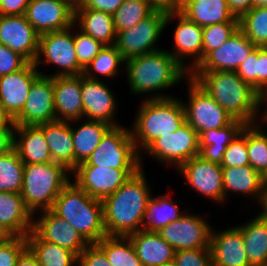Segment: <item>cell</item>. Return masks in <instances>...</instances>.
<instances>
[{
  "label": "cell",
  "mask_w": 267,
  "mask_h": 266,
  "mask_svg": "<svg viewBox=\"0 0 267 266\" xmlns=\"http://www.w3.org/2000/svg\"><path fill=\"white\" fill-rule=\"evenodd\" d=\"M151 195L144 170L140 168L116 192L103 199V220L107 236H128L144 229Z\"/></svg>",
  "instance_id": "cell-1"
},
{
  "label": "cell",
  "mask_w": 267,
  "mask_h": 266,
  "mask_svg": "<svg viewBox=\"0 0 267 266\" xmlns=\"http://www.w3.org/2000/svg\"><path fill=\"white\" fill-rule=\"evenodd\" d=\"M189 76L233 119L245 124L260 123L256 119L260 106L264 104V99L235 71L190 72Z\"/></svg>",
  "instance_id": "cell-2"
},
{
  "label": "cell",
  "mask_w": 267,
  "mask_h": 266,
  "mask_svg": "<svg viewBox=\"0 0 267 266\" xmlns=\"http://www.w3.org/2000/svg\"><path fill=\"white\" fill-rule=\"evenodd\" d=\"M137 114L131 134L139 154L158 137L175 132L186 122L183 102L167 95L147 98Z\"/></svg>",
  "instance_id": "cell-3"
},
{
  "label": "cell",
  "mask_w": 267,
  "mask_h": 266,
  "mask_svg": "<svg viewBox=\"0 0 267 266\" xmlns=\"http://www.w3.org/2000/svg\"><path fill=\"white\" fill-rule=\"evenodd\" d=\"M51 210L73 226L89 244L107 236L102 201L69 182L57 196Z\"/></svg>",
  "instance_id": "cell-4"
},
{
  "label": "cell",
  "mask_w": 267,
  "mask_h": 266,
  "mask_svg": "<svg viewBox=\"0 0 267 266\" xmlns=\"http://www.w3.org/2000/svg\"><path fill=\"white\" fill-rule=\"evenodd\" d=\"M132 93L160 91L178 84L189 73L166 50L139 55L125 61Z\"/></svg>",
  "instance_id": "cell-5"
},
{
  "label": "cell",
  "mask_w": 267,
  "mask_h": 266,
  "mask_svg": "<svg viewBox=\"0 0 267 266\" xmlns=\"http://www.w3.org/2000/svg\"><path fill=\"white\" fill-rule=\"evenodd\" d=\"M69 172L63 165L53 161L24 164L23 187L20 194L25 206L33 215L52 208L57 196L70 182Z\"/></svg>",
  "instance_id": "cell-6"
},
{
  "label": "cell",
  "mask_w": 267,
  "mask_h": 266,
  "mask_svg": "<svg viewBox=\"0 0 267 266\" xmlns=\"http://www.w3.org/2000/svg\"><path fill=\"white\" fill-rule=\"evenodd\" d=\"M135 148L130 129L111 127L87 160L78 166H99L115 169H140L142 162Z\"/></svg>",
  "instance_id": "cell-7"
},
{
  "label": "cell",
  "mask_w": 267,
  "mask_h": 266,
  "mask_svg": "<svg viewBox=\"0 0 267 266\" xmlns=\"http://www.w3.org/2000/svg\"><path fill=\"white\" fill-rule=\"evenodd\" d=\"M72 27L39 36L34 65L37 67L49 63L62 69L50 77L83 75L84 69L79 65L75 52ZM42 55L44 60L40 58Z\"/></svg>",
  "instance_id": "cell-8"
},
{
  "label": "cell",
  "mask_w": 267,
  "mask_h": 266,
  "mask_svg": "<svg viewBox=\"0 0 267 266\" xmlns=\"http://www.w3.org/2000/svg\"><path fill=\"white\" fill-rule=\"evenodd\" d=\"M189 103L183 102L186 122L200 135L229 125L234 119L190 76Z\"/></svg>",
  "instance_id": "cell-9"
},
{
  "label": "cell",
  "mask_w": 267,
  "mask_h": 266,
  "mask_svg": "<svg viewBox=\"0 0 267 266\" xmlns=\"http://www.w3.org/2000/svg\"><path fill=\"white\" fill-rule=\"evenodd\" d=\"M166 12L155 10L132 28L118 32L115 46L126 61L130 58L158 51L154 48L164 30Z\"/></svg>",
  "instance_id": "cell-10"
},
{
  "label": "cell",
  "mask_w": 267,
  "mask_h": 266,
  "mask_svg": "<svg viewBox=\"0 0 267 266\" xmlns=\"http://www.w3.org/2000/svg\"><path fill=\"white\" fill-rule=\"evenodd\" d=\"M160 162L179 168L189 159L199 155V135L185 122L175 132L158 137L146 149Z\"/></svg>",
  "instance_id": "cell-11"
},
{
  "label": "cell",
  "mask_w": 267,
  "mask_h": 266,
  "mask_svg": "<svg viewBox=\"0 0 267 266\" xmlns=\"http://www.w3.org/2000/svg\"><path fill=\"white\" fill-rule=\"evenodd\" d=\"M139 169H115L99 166H77L72 173L74 183L88 195L98 200L116 192Z\"/></svg>",
  "instance_id": "cell-12"
},
{
  "label": "cell",
  "mask_w": 267,
  "mask_h": 266,
  "mask_svg": "<svg viewBox=\"0 0 267 266\" xmlns=\"http://www.w3.org/2000/svg\"><path fill=\"white\" fill-rule=\"evenodd\" d=\"M55 120L53 77L41 72V75L32 83L24 107L13 123L41 125Z\"/></svg>",
  "instance_id": "cell-13"
},
{
  "label": "cell",
  "mask_w": 267,
  "mask_h": 266,
  "mask_svg": "<svg viewBox=\"0 0 267 266\" xmlns=\"http://www.w3.org/2000/svg\"><path fill=\"white\" fill-rule=\"evenodd\" d=\"M212 227L198 215H184L164 226L158 233L175 251L210 248Z\"/></svg>",
  "instance_id": "cell-14"
},
{
  "label": "cell",
  "mask_w": 267,
  "mask_h": 266,
  "mask_svg": "<svg viewBox=\"0 0 267 266\" xmlns=\"http://www.w3.org/2000/svg\"><path fill=\"white\" fill-rule=\"evenodd\" d=\"M41 75L34 63L0 77V110L14 120L22 111L32 83Z\"/></svg>",
  "instance_id": "cell-15"
},
{
  "label": "cell",
  "mask_w": 267,
  "mask_h": 266,
  "mask_svg": "<svg viewBox=\"0 0 267 266\" xmlns=\"http://www.w3.org/2000/svg\"><path fill=\"white\" fill-rule=\"evenodd\" d=\"M24 15L39 36L77 24L75 11L61 0H29Z\"/></svg>",
  "instance_id": "cell-16"
},
{
  "label": "cell",
  "mask_w": 267,
  "mask_h": 266,
  "mask_svg": "<svg viewBox=\"0 0 267 266\" xmlns=\"http://www.w3.org/2000/svg\"><path fill=\"white\" fill-rule=\"evenodd\" d=\"M178 171L194 190L217 203H223L224 188L220 164L195 156L182 164Z\"/></svg>",
  "instance_id": "cell-17"
},
{
  "label": "cell",
  "mask_w": 267,
  "mask_h": 266,
  "mask_svg": "<svg viewBox=\"0 0 267 266\" xmlns=\"http://www.w3.org/2000/svg\"><path fill=\"white\" fill-rule=\"evenodd\" d=\"M255 47L238 29L221 47L209 52L191 72L236 71Z\"/></svg>",
  "instance_id": "cell-18"
},
{
  "label": "cell",
  "mask_w": 267,
  "mask_h": 266,
  "mask_svg": "<svg viewBox=\"0 0 267 266\" xmlns=\"http://www.w3.org/2000/svg\"><path fill=\"white\" fill-rule=\"evenodd\" d=\"M0 43L20 54L29 63H34L39 35L25 15L0 14Z\"/></svg>",
  "instance_id": "cell-19"
},
{
  "label": "cell",
  "mask_w": 267,
  "mask_h": 266,
  "mask_svg": "<svg viewBox=\"0 0 267 266\" xmlns=\"http://www.w3.org/2000/svg\"><path fill=\"white\" fill-rule=\"evenodd\" d=\"M174 18L179 21L174 31L173 45L175 46V51L169 53L190 73L203 60V28L187 19L179 11L167 14L165 26ZM193 56H196L194 65L186 66L187 63L183 62L184 60L182 59Z\"/></svg>",
  "instance_id": "cell-20"
},
{
  "label": "cell",
  "mask_w": 267,
  "mask_h": 266,
  "mask_svg": "<svg viewBox=\"0 0 267 266\" xmlns=\"http://www.w3.org/2000/svg\"><path fill=\"white\" fill-rule=\"evenodd\" d=\"M42 212L40 219L33 220L32 228L42 240L64 247L77 256L90 245L73 226L51 209Z\"/></svg>",
  "instance_id": "cell-21"
},
{
  "label": "cell",
  "mask_w": 267,
  "mask_h": 266,
  "mask_svg": "<svg viewBox=\"0 0 267 266\" xmlns=\"http://www.w3.org/2000/svg\"><path fill=\"white\" fill-rule=\"evenodd\" d=\"M81 94L84 118L102 121L112 127L119 126L114 121L116 100L106 84L100 79L93 80L82 75Z\"/></svg>",
  "instance_id": "cell-22"
},
{
  "label": "cell",
  "mask_w": 267,
  "mask_h": 266,
  "mask_svg": "<svg viewBox=\"0 0 267 266\" xmlns=\"http://www.w3.org/2000/svg\"><path fill=\"white\" fill-rule=\"evenodd\" d=\"M210 251L214 266H251L244 247L242 231L237 227L211 231Z\"/></svg>",
  "instance_id": "cell-23"
},
{
  "label": "cell",
  "mask_w": 267,
  "mask_h": 266,
  "mask_svg": "<svg viewBox=\"0 0 267 266\" xmlns=\"http://www.w3.org/2000/svg\"><path fill=\"white\" fill-rule=\"evenodd\" d=\"M81 87L82 75L53 77L56 120L71 123L82 119Z\"/></svg>",
  "instance_id": "cell-24"
},
{
  "label": "cell",
  "mask_w": 267,
  "mask_h": 266,
  "mask_svg": "<svg viewBox=\"0 0 267 266\" xmlns=\"http://www.w3.org/2000/svg\"><path fill=\"white\" fill-rule=\"evenodd\" d=\"M33 217L20 193L0 192V226L10 236L26 237L32 231Z\"/></svg>",
  "instance_id": "cell-25"
},
{
  "label": "cell",
  "mask_w": 267,
  "mask_h": 266,
  "mask_svg": "<svg viewBox=\"0 0 267 266\" xmlns=\"http://www.w3.org/2000/svg\"><path fill=\"white\" fill-rule=\"evenodd\" d=\"M14 132V149L24 164L52 162L44 132L38 125H15Z\"/></svg>",
  "instance_id": "cell-26"
},
{
  "label": "cell",
  "mask_w": 267,
  "mask_h": 266,
  "mask_svg": "<svg viewBox=\"0 0 267 266\" xmlns=\"http://www.w3.org/2000/svg\"><path fill=\"white\" fill-rule=\"evenodd\" d=\"M128 237L142 266H162L174 261L175 249L158 232L142 229Z\"/></svg>",
  "instance_id": "cell-27"
},
{
  "label": "cell",
  "mask_w": 267,
  "mask_h": 266,
  "mask_svg": "<svg viewBox=\"0 0 267 266\" xmlns=\"http://www.w3.org/2000/svg\"><path fill=\"white\" fill-rule=\"evenodd\" d=\"M44 132L52 161L74 170V146L69 121L55 120L38 125Z\"/></svg>",
  "instance_id": "cell-28"
},
{
  "label": "cell",
  "mask_w": 267,
  "mask_h": 266,
  "mask_svg": "<svg viewBox=\"0 0 267 266\" xmlns=\"http://www.w3.org/2000/svg\"><path fill=\"white\" fill-rule=\"evenodd\" d=\"M179 12L202 28L219 23H239L226 0H185Z\"/></svg>",
  "instance_id": "cell-29"
},
{
  "label": "cell",
  "mask_w": 267,
  "mask_h": 266,
  "mask_svg": "<svg viewBox=\"0 0 267 266\" xmlns=\"http://www.w3.org/2000/svg\"><path fill=\"white\" fill-rule=\"evenodd\" d=\"M246 124L234 119L219 129L204 131L199 135V155L203 160L221 164L226 147L237 138Z\"/></svg>",
  "instance_id": "cell-30"
},
{
  "label": "cell",
  "mask_w": 267,
  "mask_h": 266,
  "mask_svg": "<svg viewBox=\"0 0 267 266\" xmlns=\"http://www.w3.org/2000/svg\"><path fill=\"white\" fill-rule=\"evenodd\" d=\"M224 200L228 191L241 192L244 195L258 198L263 205L265 196L263 190V177L250 165L241 167L222 168Z\"/></svg>",
  "instance_id": "cell-31"
},
{
  "label": "cell",
  "mask_w": 267,
  "mask_h": 266,
  "mask_svg": "<svg viewBox=\"0 0 267 266\" xmlns=\"http://www.w3.org/2000/svg\"><path fill=\"white\" fill-rule=\"evenodd\" d=\"M74 21L79 22V30H82L103 45H115L117 32L113 15L90 8H78L75 11Z\"/></svg>",
  "instance_id": "cell-32"
},
{
  "label": "cell",
  "mask_w": 267,
  "mask_h": 266,
  "mask_svg": "<svg viewBox=\"0 0 267 266\" xmlns=\"http://www.w3.org/2000/svg\"><path fill=\"white\" fill-rule=\"evenodd\" d=\"M251 266H267V217L263 212L248 223L237 226Z\"/></svg>",
  "instance_id": "cell-33"
},
{
  "label": "cell",
  "mask_w": 267,
  "mask_h": 266,
  "mask_svg": "<svg viewBox=\"0 0 267 266\" xmlns=\"http://www.w3.org/2000/svg\"><path fill=\"white\" fill-rule=\"evenodd\" d=\"M111 127L105 122L95 120H87L77 129L71 127L74 146V169L87 160Z\"/></svg>",
  "instance_id": "cell-34"
},
{
  "label": "cell",
  "mask_w": 267,
  "mask_h": 266,
  "mask_svg": "<svg viewBox=\"0 0 267 266\" xmlns=\"http://www.w3.org/2000/svg\"><path fill=\"white\" fill-rule=\"evenodd\" d=\"M27 247L37 258L40 266H74L78 256L57 244L42 240L33 230L26 236Z\"/></svg>",
  "instance_id": "cell-35"
},
{
  "label": "cell",
  "mask_w": 267,
  "mask_h": 266,
  "mask_svg": "<svg viewBox=\"0 0 267 266\" xmlns=\"http://www.w3.org/2000/svg\"><path fill=\"white\" fill-rule=\"evenodd\" d=\"M182 212L168 195L155 198L152 196L146 209L144 229L158 232L169 223L179 220L184 215V211Z\"/></svg>",
  "instance_id": "cell-36"
},
{
  "label": "cell",
  "mask_w": 267,
  "mask_h": 266,
  "mask_svg": "<svg viewBox=\"0 0 267 266\" xmlns=\"http://www.w3.org/2000/svg\"><path fill=\"white\" fill-rule=\"evenodd\" d=\"M96 245L112 266H142L128 236H105Z\"/></svg>",
  "instance_id": "cell-37"
},
{
  "label": "cell",
  "mask_w": 267,
  "mask_h": 266,
  "mask_svg": "<svg viewBox=\"0 0 267 266\" xmlns=\"http://www.w3.org/2000/svg\"><path fill=\"white\" fill-rule=\"evenodd\" d=\"M24 163L15 149L0 157V192L21 193Z\"/></svg>",
  "instance_id": "cell-38"
},
{
  "label": "cell",
  "mask_w": 267,
  "mask_h": 266,
  "mask_svg": "<svg viewBox=\"0 0 267 266\" xmlns=\"http://www.w3.org/2000/svg\"><path fill=\"white\" fill-rule=\"evenodd\" d=\"M154 11L146 0H124L113 14L116 32L132 28Z\"/></svg>",
  "instance_id": "cell-39"
},
{
  "label": "cell",
  "mask_w": 267,
  "mask_h": 266,
  "mask_svg": "<svg viewBox=\"0 0 267 266\" xmlns=\"http://www.w3.org/2000/svg\"><path fill=\"white\" fill-rule=\"evenodd\" d=\"M239 29L257 47H267V7H253L239 19Z\"/></svg>",
  "instance_id": "cell-40"
},
{
  "label": "cell",
  "mask_w": 267,
  "mask_h": 266,
  "mask_svg": "<svg viewBox=\"0 0 267 266\" xmlns=\"http://www.w3.org/2000/svg\"><path fill=\"white\" fill-rule=\"evenodd\" d=\"M258 123L247 124L249 164L262 177L267 172V133Z\"/></svg>",
  "instance_id": "cell-41"
},
{
  "label": "cell",
  "mask_w": 267,
  "mask_h": 266,
  "mask_svg": "<svg viewBox=\"0 0 267 266\" xmlns=\"http://www.w3.org/2000/svg\"><path fill=\"white\" fill-rule=\"evenodd\" d=\"M122 63H125V60L115 45L104 46L98 55L84 69L83 75L93 80H97L96 74H100L108 78L116 76V74H118L117 68H119ZM91 72L95 73V76L94 74L92 75Z\"/></svg>",
  "instance_id": "cell-42"
},
{
  "label": "cell",
  "mask_w": 267,
  "mask_h": 266,
  "mask_svg": "<svg viewBox=\"0 0 267 266\" xmlns=\"http://www.w3.org/2000/svg\"><path fill=\"white\" fill-rule=\"evenodd\" d=\"M239 29V23H219L203 27V58L221 47Z\"/></svg>",
  "instance_id": "cell-43"
},
{
  "label": "cell",
  "mask_w": 267,
  "mask_h": 266,
  "mask_svg": "<svg viewBox=\"0 0 267 266\" xmlns=\"http://www.w3.org/2000/svg\"><path fill=\"white\" fill-rule=\"evenodd\" d=\"M220 165L222 168L250 165L247 148V124L237 138L226 147Z\"/></svg>",
  "instance_id": "cell-44"
},
{
  "label": "cell",
  "mask_w": 267,
  "mask_h": 266,
  "mask_svg": "<svg viewBox=\"0 0 267 266\" xmlns=\"http://www.w3.org/2000/svg\"><path fill=\"white\" fill-rule=\"evenodd\" d=\"M73 38L78 63L85 69L105 45L82 30L79 33H74Z\"/></svg>",
  "instance_id": "cell-45"
},
{
  "label": "cell",
  "mask_w": 267,
  "mask_h": 266,
  "mask_svg": "<svg viewBox=\"0 0 267 266\" xmlns=\"http://www.w3.org/2000/svg\"><path fill=\"white\" fill-rule=\"evenodd\" d=\"M173 262L176 266H214L210 248L175 251Z\"/></svg>",
  "instance_id": "cell-46"
},
{
  "label": "cell",
  "mask_w": 267,
  "mask_h": 266,
  "mask_svg": "<svg viewBox=\"0 0 267 266\" xmlns=\"http://www.w3.org/2000/svg\"><path fill=\"white\" fill-rule=\"evenodd\" d=\"M26 248V237L10 236L0 243V266H16L19 256Z\"/></svg>",
  "instance_id": "cell-47"
},
{
  "label": "cell",
  "mask_w": 267,
  "mask_h": 266,
  "mask_svg": "<svg viewBox=\"0 0 267 266\" xmlns=\"http://www.w3.org/2000/svg\"><path fill=\"white\" fill-rule=\"evenodd\" d=\"M29 62L0 43V77L24 68Z\"/></svg>",
  "instance_id": "cell-48"
},
{
  "label": "cell",
  "mask_w": 267,
  "mask_h": 266,
  "mask_svg": "<svg viewBox=\"0 0 267 266\" xmlns=\"http://www.w3.org/2000/svg\"><path fill=\"white\" fill-rule=\"evenodd\" d=\"M257 60L258 47L256 46L248 57L235 71L238 76L257 91Z\"/></svg>",
  "instance_id": "cell-49"
},
{
  "label": "cell",
  "mask_w": 267,
  "mask_h": 266,
  "mask_svg": "<svg viewBox=\"0 0 267 266\" xmlns=\"http://www.w3.org/2000/svg\"><path fill=\"white\" fill-rule=\"evenodd\" d=\"M112 266L105 253L96 245L90 244L84 251L78 255V264L76 266Z\"/></svg>",
  "instance_id": "cell-50"
},
{
  "label": "cell",
  "mask_w": 267,
  "mask_h": 266,
  "mask_svg": "<svg viewBox=\"0 0 267 266\" xmlns=\"http://www.w3.org/2000/svg\"><path fill=\"white\" fill-rule=\"evenodd\" d=\"M257 92L263 99L267 96V47H258Z\"/></svg>",
  "instance_id": "cell-51"
},
{
  "label": "cell",
  "mask_w": 267,
  "mask_h": 266,
  "mask_svg": "<svg viewBox=\"0 0 267 266\" xmlns=\"http://www.w3.org/2000/svg\"><path fill=\"white\" fill-rule=\"evenodd\" d=\"M14 130L15 124L12 120L0 130V157L14 149Z\"/></svg>",
  "instance_id": "cell-52"
},
{
  "label": "cell",
  "mask_w": 267,
  "mask_h": 266,
  "mask_svg": "<svg viewBox=\"0 0 267 266\" xmlns=\"http://www.w3.org/2000/svg\"><path fill=\"white\" fill-rule=\"evenodd\" d=\"M124 0H84L81 8H90L113 15Z\"/></svg>",
  "instance_id": "cell-53"
},
{
  "label": "cell",
  "mask_w": 267,
  "mask_h": 266,
  "mask_svg": "<svg viewBox=\"0 0 267 266\" xmlns=\"http://www.w3.org/2000/svg\"><path fill=\"white\" fill-rule=\"evenodd\" d=\"M29 0H0L1 15H24Z\"/></svg>",
  "instance_id": "cell-54"
},
{
  "label": "cell",
  "mask_w": 267,
  "mask_h": 266,
  "mask_svg": "<svg viewBox=\"0 0 267 266\" xmlns=\"http://www.w3.org/2000/svg\"><path fill=\"white\" fill-rule=\"evenodd\" d=\"M228 8L235 18L240 19L253 8V0H226Z\"/></svg>",
  "instance_id": "cell-55"
},
{
  "label": "cell",
  "mask_w": 267,
  "mask_h": 266,
  "mask_svg": "<svg viewBox=\"0 0 267 266\" xmlns=\"http://www.w3.org/2000/svg\"><path fill=\"white\" fill-rule=\"evenodd\" d=\"M154 9L164 11L166 13L177 12L181 8V3L178 0H146Z\"/></svg>",
  "instance_id": "cell-56"
},
{
  "label": "cell",
  "mask_w": 267,
  "mask_h": 266,
  "mask_svg": "<svg viewBox=\"0 0 267 266\" xmlns=\"http://www.w3.org/2000/svg\"><path fill=\"white\" fill-rule=\"evenodd\" d=\"M16 266H40L37 258L27 247L19 256Z\"/></svg>",
  "instance_id": "cell-57"
},
{
  "label": "cell",
  "mask_w": 267,
  "mask_h": 266,
  "mask_svg": "<svg viewBox=\"0 0 267 266\" xmlns=\"http://www.w3.org/2000/svg\"><path fill=\"white\" fill-rule=\"evenodd\" d=\"M66 3L71 9L76 11L78 8H81L84 0H61Z\"/></svg>",
  "instance_id": "cell-58"
},
{
  "label": "cell",
  "mask_w": 267,
  "mask_h": 266,
  "mask_svg": "<svg viewBox=\"0 0 267 266\" xmlns=\"http://www.w3.org/2000/svg\"><path fill=\"white\" fill-rule=\"evenodd\" d=\"M10 120L1 112L0 110V130L9 122Z\"/></svg>",
  "instance_id": "cell-59"
},
{
  "label": "cell",
  "mask_w": 267,
  "mask_h": 266,
  "mask_svg": "<svg viewBox=\"0 0 267 266\" xmlns=\"http://www.w3.org/2000/svg\"><path fill=\"white\" fill-rule=\"evenodd\" d=\"M10 235L0 226V243L4 242Z\"/></svg>",
  "instance_id": "cell-60"
},
{
  "label": "cell",
  "mask_w": 267,
  "mask_h": 266,
  "mask_svg": "<svg viewBox=\"0 0 267 266\" xmlns=\"http://www.w3.org/2000/svg\"><path fill=\"white\" fill-rule=\"evenodd\" d=\"M253 7H267V0H253Z\"/></svg>",
  "instance_id": "cell-61"
},
{
  "label": "cell",
  "mask_w": 267,
  "mask_h": 266,
  "mask_svg": "<svg viewBox=\"0 0 267 266\" xmlns=\"http://www.w3.org/2000/svg\"><path fill=\"white\" fill-rule=\"evenodd\" d=\"M263 190L264 196L267 197V172L263 176Z\"/></svg>",
  "instance_id": "cell-62"
},
{
  "label": "cell",
  "mask_w": 267,
  "mask_h": 266,
  "mask_svg": "<svg viewBox=\"0 0 267 266\" xmlns=\"http://www.w3.org/2000/svg\"><path fill=\"white\" fill-rule=\"evenodd\" d=\"M263 102H267V96L264 98ZM264 114H262V119L266 124H267V109L265 110V112H263Z\"/></svg>",
  "instance_id": "cell-63"
},
{
  "label": "cell",
  "mask_w": 267,
  "mask_h": 266,
  "mask_svg": "<svg viewBox=\"0 0 267 266\" xmlns=\"http://www.w3.org/2000/svg\"><path fill=\"white\" fill-rule=\"evenodd\" d=\"M262 212L264 213V215L267 217V197H265L263 205H262Z\"/></svg>",
  "instance_id": "cell-64"
},
{
  "label": "cell",
  "mask_w": 267,
  "mask_h": 266,
  "mask_svg": "<svg viewBox=\"0 0 267 266\" xmlns=\"http://www.w3.org/2000/svg\"><path fill=\"white\" fill-rule=\"evenodd\" d=\"M162 266H176L174 262L168 263V264H164Z\"/></svg>",
  "instance_id": "cell-65"
},
{
  "label": "cell",
  "mask_w": 267,
  "mask_h": 266,
  "mask_svg": "<svg viewBox=\"0 0 267 266\" xmlns=\"http://www.w3.org/2000/svg\"><path fill=\"white\" fill-rule=\"evenodd\" d=\"M181 4L185 1V0H178Z\"/></svg>",
  "instance_id": "cell-66"
}]
</instances>
